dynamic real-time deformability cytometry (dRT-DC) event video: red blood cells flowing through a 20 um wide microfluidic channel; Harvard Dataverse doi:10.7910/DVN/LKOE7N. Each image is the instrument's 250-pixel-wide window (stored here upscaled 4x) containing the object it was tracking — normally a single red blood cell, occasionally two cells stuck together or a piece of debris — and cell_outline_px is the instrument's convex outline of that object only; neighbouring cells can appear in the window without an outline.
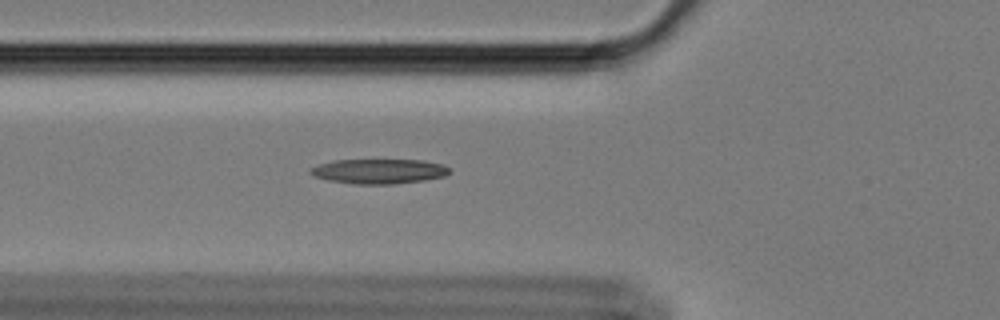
{"species": "Egyptian fruit bat (a non-hibernating species)", "species_latin": "Rousettus aegyptiacus", "temperature_condition": "cold", "stored_images_in_passage": 56, "camera_frame_rate_fps": 3000, "um_per_image_px": 0.085, "animal": {"sex": "female"}, "frame": {"image": 1, "passage_image": 19, "time_ms": 6.0, "image_size_px": [1000, 320], "cell_outline_px": [[448, 172], [444, 176], [424, 180], [392, 184], [356, 184], [328, 180], [316, 176], [308, 172], [312, 168], [320, 164], [332, 160], [424, 160], [444, 164], [448, 168]], "centroid_in_image_um": [32.22, 14.55], "position_along_channel_um": 93.6, "area_um2": 19.88}}
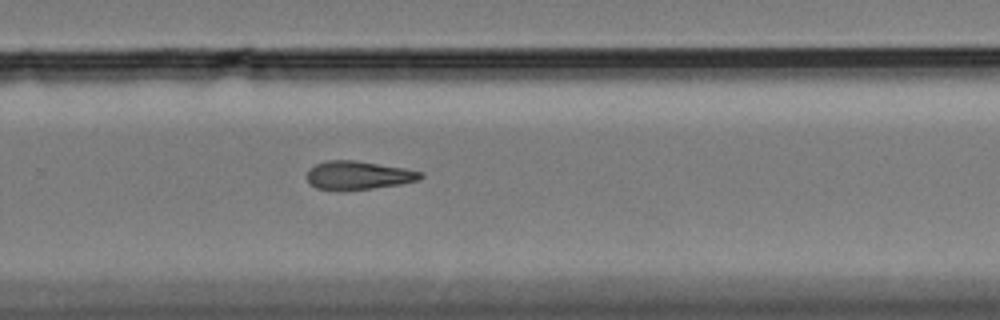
{"frame": {"image": 2, "passage_image": 37, "time_ms": 12.0, "image_size_px": [1000, 320], "cell_outline_px": [[424, 176], [420, 180], [400, 184], [372, 188], [316, 188], [308, 180], [308, 168], [316, 164], [328, 160], [352, 160], [404, 168], [424, 172]], "centroid_in_image_um": [30.52, 14.87], "position_along_channel_um": 299.3, "area_um2": 18.21}}
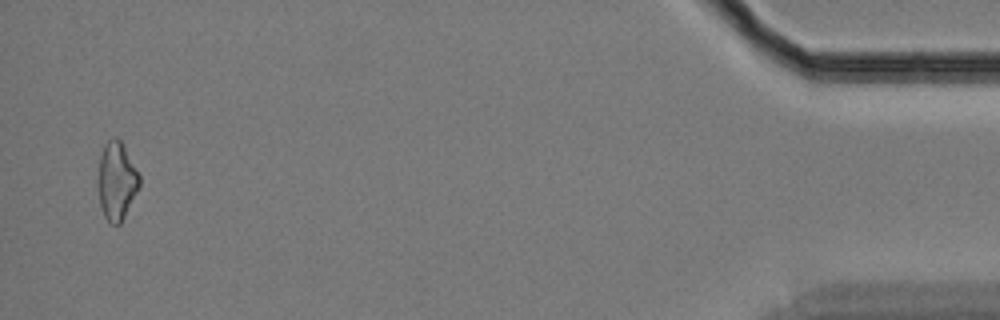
{"frame": {"image": 3, "passage_image": 55, "time_ms": 18.0, "image_size_px": [1000, 320], "cell_outline_px": [[140, 184], [120, 224], [112, 224], [104, 216], [100, 204], [96, 184], [96, 180], [100, 156], [104, 144], [108, 140], [116, 136], [124, 144], [140, 176]], "centroid_in_image_um": [9.88, 15.33], "position_along_channel_um": 425.3, "area_um2": 18.96}}